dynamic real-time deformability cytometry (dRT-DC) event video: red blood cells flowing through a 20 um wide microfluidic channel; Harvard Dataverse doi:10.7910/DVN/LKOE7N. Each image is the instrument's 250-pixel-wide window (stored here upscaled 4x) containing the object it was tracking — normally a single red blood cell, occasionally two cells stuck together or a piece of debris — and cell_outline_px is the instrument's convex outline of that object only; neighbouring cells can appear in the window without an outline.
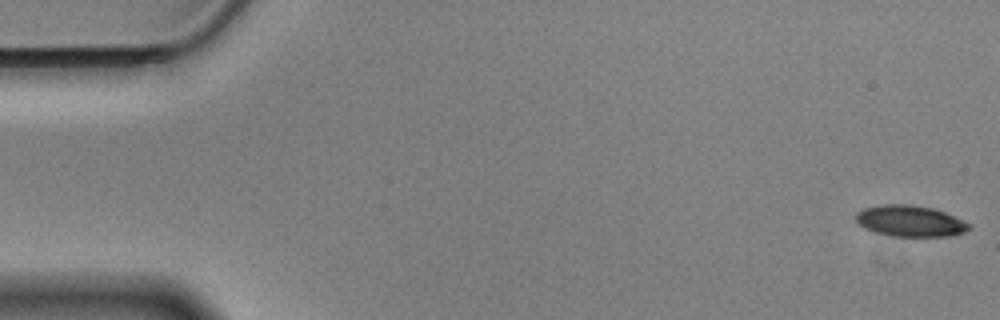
{"species": "Egyptian fruit bat (a non-hibernating species)", "species_latin": "Rousettus aegyptiacus", "temperature_condition": "cold", "stored_images_in_passage": 57, "camera_frame_rate_fps": 3000, "um_per_image_px": 0.085, "animal": {"sex": "male"}, "frame": {"image": 1, "passage_image": 1, "time_ms": 0.0, "image_size_px": [1000, 320], "cell_outline_px": [[972, 228], [964, 232], [952, 236], [892, 236], [872, 232], [864, 228], [856, 220], [856, 212], [864, 208], [884, 204], [912, 204], [932, 208], [944, 212], [972, 224]], "centroid_in_image_um": [77.37, 18.79], "position_along_channel_um": 7.6, "area_um2": 20.69}}
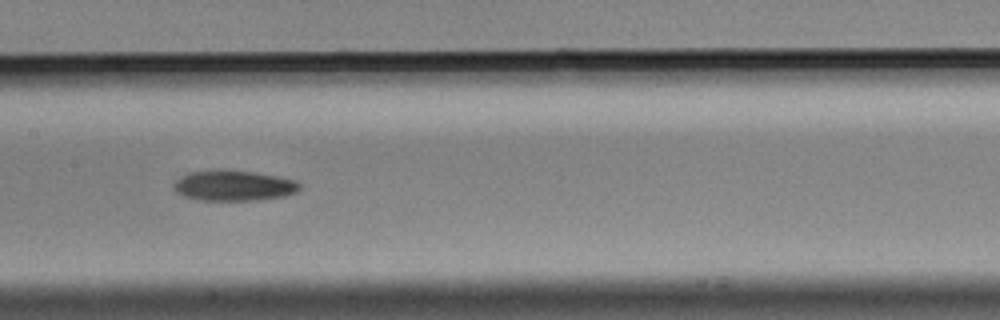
{"frame": {"image": 2, "passage_image": 28, "time_ms": 9.0, "image_size_px": [1000, 320], "cell_outline_px": [[300, 188], [296, 192], [284, 196], [260, 200], [196, 200], [184, 196], [176, 192], [172, 188], [172, 184], [180, 176], [192, 172], [216, 168], [220, 168], [252, 172], [276, 176], [296, 180], [300, 184]], "centroid_in_image_um": [19.82, 15.76], "position_along_channel_um": 187.6, "area_um2": 22.72}}
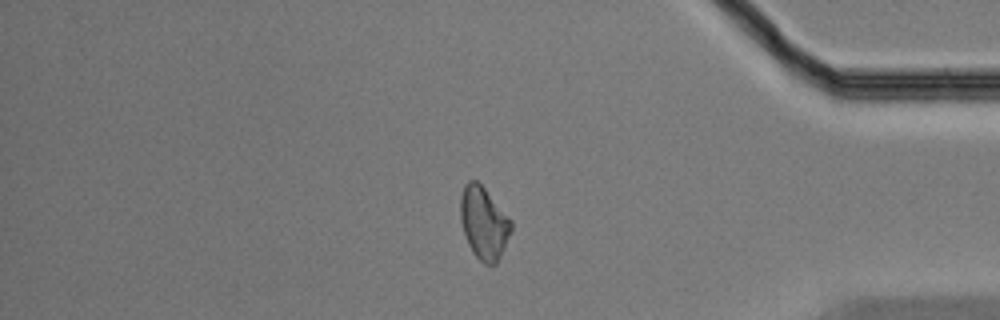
{"frame": {"image": 3, "passage_image": 48, "time_ms": 15.667, "image_size_px": [1000, 320], "cell_outline_px": [[512, 228], [500, 256], [496, 264], [484, 264], [476, 256], [468, 244], [460, 220], [460, 200], [464, 184], [468, 180], [476, 180], [484, 188], [512, 220]], "centroid_in_image_um": [41.11, 18.93], "position_along_channel_um": 394.1, "area_um2": 21.15}, "authors_computed_cell_mechanics": {"area_um2": 21.7328, "velocity_mm_per_s": 3.5093, "shape_relaxation_time_tau1_ms": 8.7713, "shape_relaxation_time_tau2_ms": null, "deformation_change_tau1": 0.1658, "deformation_change_tau2": null}}